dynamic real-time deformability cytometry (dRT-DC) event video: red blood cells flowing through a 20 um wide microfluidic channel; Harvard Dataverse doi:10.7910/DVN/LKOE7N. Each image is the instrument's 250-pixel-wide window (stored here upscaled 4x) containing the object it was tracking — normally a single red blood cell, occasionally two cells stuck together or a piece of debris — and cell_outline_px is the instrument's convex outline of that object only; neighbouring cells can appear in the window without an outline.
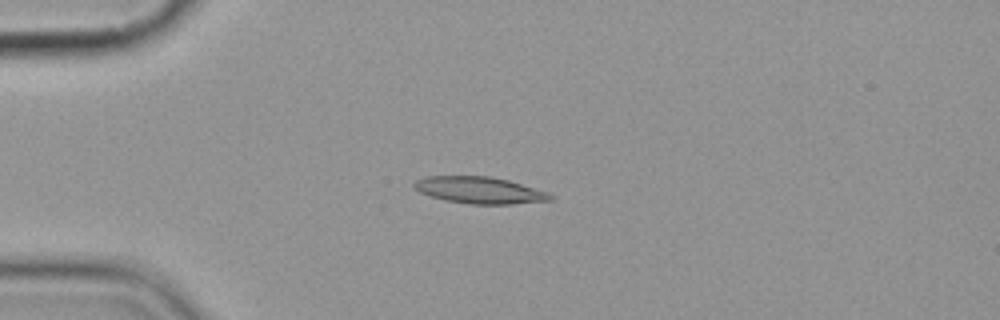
{"species": "common noctule bat (a hibernating species)", "species_latin": "Nyctalus noctula", "temperature_condition": "cold", "stored_images_in_passage": 7, "camera_frame_rate_fps": 3000, "um_per_image_px": 0.085, "animal": {"sex": "female", "body_mass_g": 19.9}, "frame": {"image": 1, "passage_image": 5, "time_ms": 4.667, "image_size_px": [1000, 320], "cell_outline_px": [[556, 196], [552, 200], [512, 204], [468, 204], [444, 200], [420, 192], [412, 184], [416, 180], [428, 176], [488, 176], [508, 180], [548, 192]], "centroid_in_image_um": [40.79, 16.17], "position_along_channel_um": 44.2, "area_um2": 21.15}}
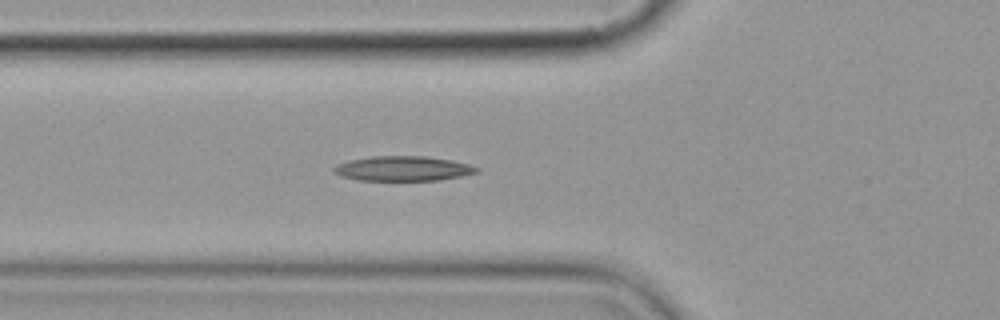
{"frame": {"image": 2, "passage_image": 7, "time_ms": 6.667, "image_size_px": [1000, 320], "cell_outline_px": [[480, 172], [440, 180], [360, 180], [340, 176], [332, 172], [332, 168], [336, 164], [348, 160], [372, 156], [428, 156], [468, 164], [480, 168]], "centroid_in_image_um": [34.21, 14.32], "position_along_channel_um": 91.6, "area_um2": 20.69}}